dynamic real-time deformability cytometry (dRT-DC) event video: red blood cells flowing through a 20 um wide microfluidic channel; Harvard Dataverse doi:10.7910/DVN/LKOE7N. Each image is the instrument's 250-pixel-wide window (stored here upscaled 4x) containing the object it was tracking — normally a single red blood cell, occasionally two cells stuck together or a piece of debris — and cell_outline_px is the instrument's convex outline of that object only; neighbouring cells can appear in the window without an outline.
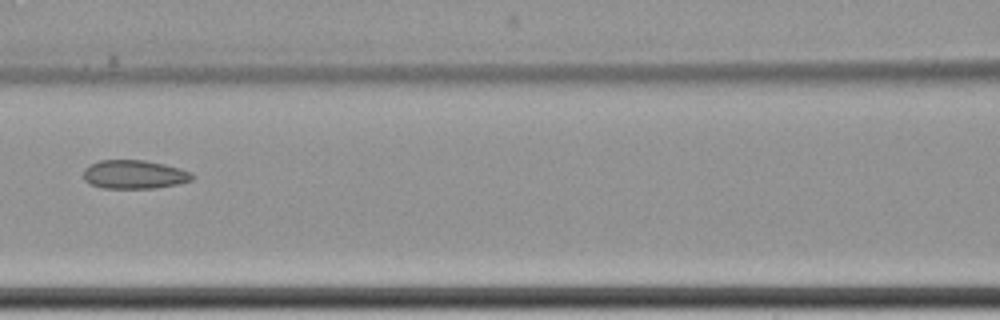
{"species": "common noctule bat (a hibernating species)", "species_latin": "Nyctalus noctula", "temperature_condition": "cold", "stored_images_in_passage": 10, "camera_frame_rate_fps": 3000, "um_per_image_px": 0.085, "animal": {"sex": "female", "body_mass_g": 22.7, "forearm_length_mm": 54.2}, "frame": {"image": 1, "passage_image": 6, "time_ms": 6.0, "image_size_px": [1000, 320], "cell_outline_px": [[196, 176], [192, 180], [176, 184], [156, 188], [100, 188], [88, 184], [84, 180], [84, 168], [88, 164], [100, 160], [144, 160], [164, 164], [180, 168], [192, 172]], "centroid_in_image_um": [11.39, 14.83], "position_along_channel_um": 155.2, "area_um2": 18.44}}
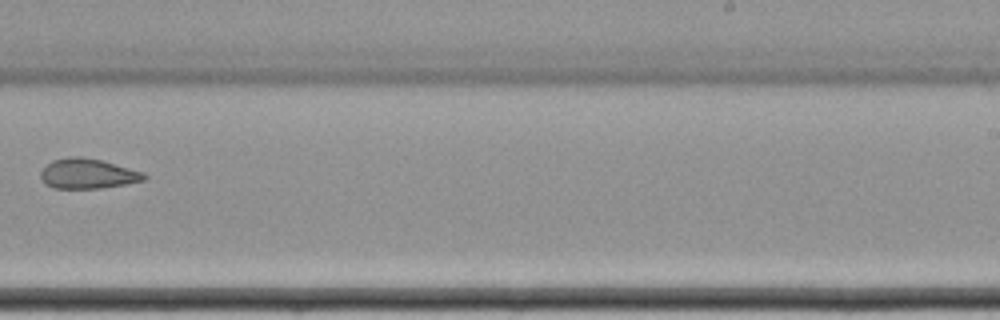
{"frame": {"image": 2, "passage_image": 9, "time_ms": 9.667, "image_size_px": [1000, 320], "cell_outline_px": [[148, 176], [144, 180], [124, 184], [100, 188], [52, 188], [44, 184], [40, 176], [40, 172], [52, 160], [68, 156], [80, 156], [100, 160], [144, 172]], "centroid_in_image_um": [7.43, 14.76], "position_along_channel_um": 281.6, "area_um2": 18.03}}
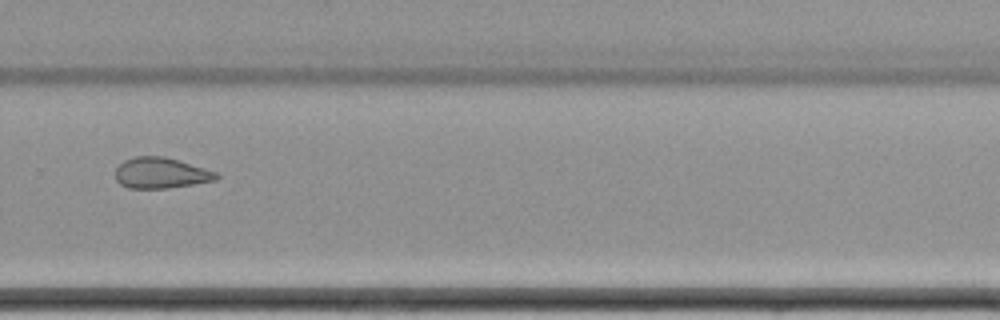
{"frame": {"image": 3, "passage_image": 10, "time_ms": 10.667, "image_size_px": [1000, 320], "cell_outline_px": [[220, 176], [216, 180], [168, 188], [128, 188], [120, 184], [116, 180], [116, 168], [124, 160], [136, 156], [164, 156], [216, 172]], "centroid_in_image_um": [13.65, 14.71], "position_along_channel_um": 316.2, "area_um2": 17.92}}